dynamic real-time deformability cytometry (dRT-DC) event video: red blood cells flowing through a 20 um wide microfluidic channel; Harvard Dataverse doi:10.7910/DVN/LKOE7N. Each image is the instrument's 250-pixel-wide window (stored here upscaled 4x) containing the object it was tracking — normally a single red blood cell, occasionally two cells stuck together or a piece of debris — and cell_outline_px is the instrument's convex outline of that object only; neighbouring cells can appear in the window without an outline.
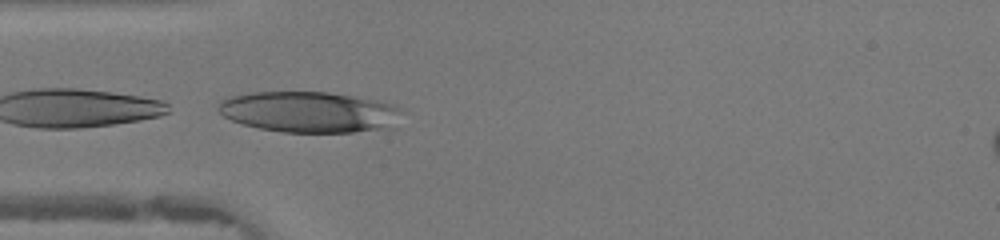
{"species": "human", "species_latin": "Homo sapiens", "temperature_condition": "warm", "stored_images_in_passage": 21, "camera_frame_rate_fps": 3000, "um_per_image_px": 0.085, "donor": {"sex": "female"}, "frame": {"image": 1, "passage_image": 7, "time_ms": 2.0, "image_size_px": [1000, 240], "cell_outline_px": [[400, 112], [396, 128], [352, 132], [284, 132], [260, 128], [244, 124], [232, 120], [224, 116], [220, 112], [220, 100], [232, 96], [252, 92], [328, 92], [356, 96], [392, 104], [400, 108]], "centroid_in_image_um": [26.34, 9.52], "position_along_channel_um": 58.7, "area_um2": 43.7}}